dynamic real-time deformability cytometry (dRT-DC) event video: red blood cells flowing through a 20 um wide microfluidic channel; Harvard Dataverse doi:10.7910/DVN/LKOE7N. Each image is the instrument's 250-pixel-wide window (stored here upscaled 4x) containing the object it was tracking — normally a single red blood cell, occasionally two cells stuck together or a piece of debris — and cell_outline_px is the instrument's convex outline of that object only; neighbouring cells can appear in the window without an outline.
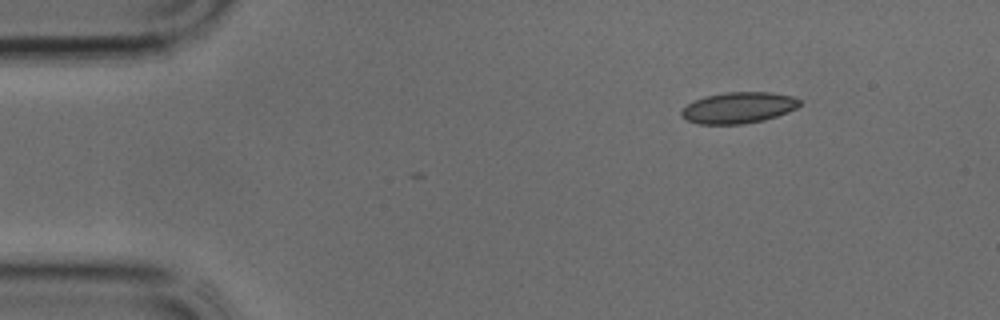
{"species": "common noctule bat (a hibernating species)", "species_latin": "Nyctalus noctula", "temperature_condition": "cold", "stored_images_in_passage": 6, "camera_frame_rate_fps": 3000, "um_per_image_px": 0.085, "animal": {"sex": "male", "body_mass_g": 17.9, "forearm_length_mm": 54.2}, "frame": {"image": 1, "passage_image": 1, "time_ms": 0.0, "image_size_px": [1000, 320], "cell_outline_px": [[800, 104], [796, 108], [788, 112], [764, 120], [740, 124], [696, 124], [680, 116], [680, 112], [688, 104], [704, 96], [724, 92], [768, 92], [792, 96], [800, 100]], "centroid_in_image_um": [62.75, 9.15], "position_along_channel_um": 22.3, "area_um2": 21.39}}